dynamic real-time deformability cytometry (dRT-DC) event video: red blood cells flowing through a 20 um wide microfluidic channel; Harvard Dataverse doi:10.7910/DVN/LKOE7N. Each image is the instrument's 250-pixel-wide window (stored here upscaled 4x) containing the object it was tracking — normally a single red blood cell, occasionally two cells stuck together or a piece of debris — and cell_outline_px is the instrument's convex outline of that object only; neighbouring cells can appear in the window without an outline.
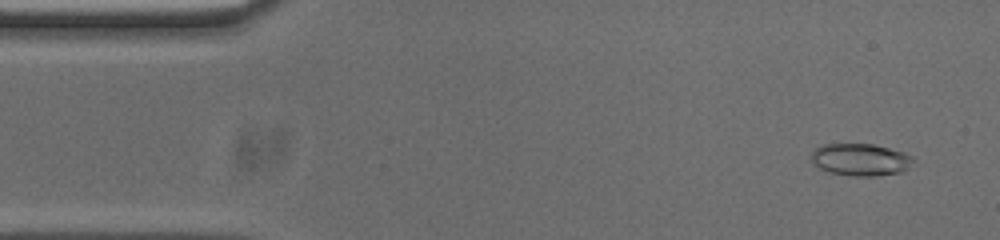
{"species": "common noctule bat (a hibernating species)", "species_latin": "Nyctalus noctula", "temperature_condition": "cold", "stored_images_in_passage": 53, "camera_frame_rate_fps": 3000, "um_per_image_px": 0.085, "animal": {"sex": "male", "body_mass_g": 20.0, "forearm_length_mm": 53.3}, "frame": {"image": 1, "passage_image": 3, "time_ms": 0.667, "image_size_px": [1000, 240], "cell_outline_px": [[912, 160], [900, 172], [876, 176], [856, 176], [828, 172], [812, 164], [812, 152], [816, 148], [824, 144], [872, 144], [904, 152], [912, 156]], "centroid_in_image_um": [73.08, 13.56], "position_along_channel_um": 11.9, "area_um2": 18.79}}
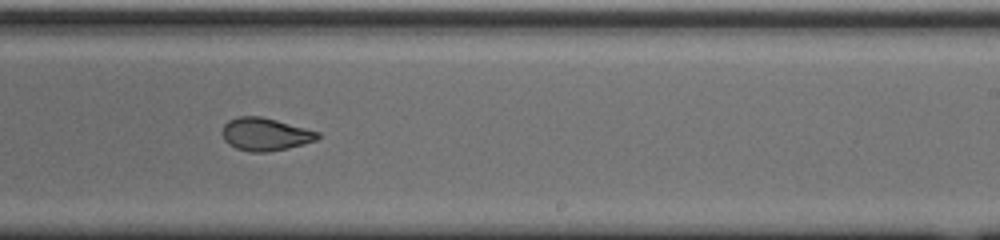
{"frame": {"image": 2, "passage_image": 31, "time_ms": 10.0, "image_size_px": [1000, 240], "cell_outline_px": [[320, 136], [316, 140], [304, 144], [288, 148], [268, 152], [248, 152], [236, 148], [228, 144], [224, 140], [224, 124], [228, 120], [240, 116], [260, 116], [276, 120], [320, 132]], "centroid_in_image_um": [22.56, 11.42], "position_along_channel_um": 266.4, "area_um2": 18.15}}
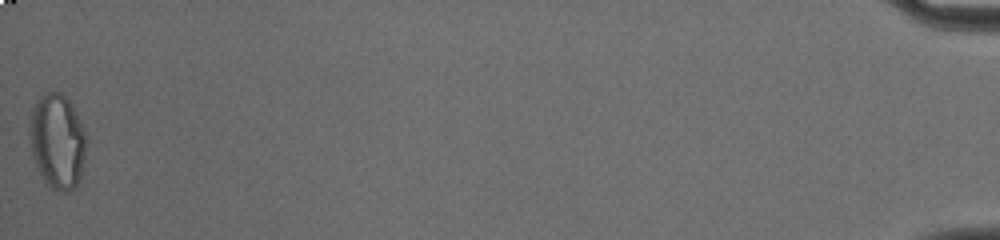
{"frame": {"image": 3, "passage_image": 53, "time_ms": 17.333, "image_size_px": [1000, 240], "cell_outline_px": [[88, 140], [84, 160], [80, 176], [76, 184], [68, 192], [52, 188], [44, 180], [36, 164], [32, 152], [28, 132], [32, 108], [36, 100], [40, 96], [48, 92], [60, 92], [72, 104]], "centroid_in_image_um": [4.87, 11.97], "position_along_channel_um": 430.3, "area_um2": 31.15}, "authors_computed_cell_mechanics": {"area_um2": 19.1318, "velocity_mm_per_s": 3.7497, "shape_relaxation_time_tau1_ms": null, "shape_relaxation_time_tau2_ms": 1.7054, "deformation_change_tau1": null, "deformation_change_tau2": 0.0798}}